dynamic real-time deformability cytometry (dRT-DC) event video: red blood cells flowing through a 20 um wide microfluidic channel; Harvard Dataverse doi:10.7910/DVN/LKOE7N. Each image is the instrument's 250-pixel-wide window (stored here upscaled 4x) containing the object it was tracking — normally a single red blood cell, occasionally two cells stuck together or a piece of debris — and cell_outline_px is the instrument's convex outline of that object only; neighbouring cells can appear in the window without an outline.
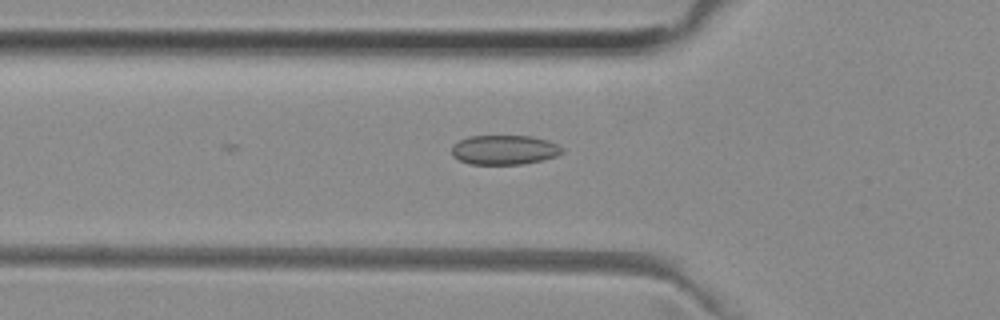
{"species": "common noctule bat (a hibernating species)", "species_latin": "Nyctalus noctula", "temperature_condition": "room temperature", "stored_images_in_passage": 4, "camera_frame_rate_fps": 3000, "um_per_image_px": 0.085, "animal": {"sex": "female", "body_mass_g": 29.2, "forearm_length_mm": 56.3}, "frame": {"image": 1, "passage_image": 4, "time_ms": 1.0, "image_size_px": [1000, 320], "cell_outline_px": [[564, 152], [556, 156], [540, 160], [520, 164], [468, 164], [452, 156], [452, 144], [468, 136], [532, 136], [548, 140], [564, 148]], "centroid_in_image_um": [42.86, 12.73], "position_along_channel_um": 82.9, "area_um2": 19.02}}